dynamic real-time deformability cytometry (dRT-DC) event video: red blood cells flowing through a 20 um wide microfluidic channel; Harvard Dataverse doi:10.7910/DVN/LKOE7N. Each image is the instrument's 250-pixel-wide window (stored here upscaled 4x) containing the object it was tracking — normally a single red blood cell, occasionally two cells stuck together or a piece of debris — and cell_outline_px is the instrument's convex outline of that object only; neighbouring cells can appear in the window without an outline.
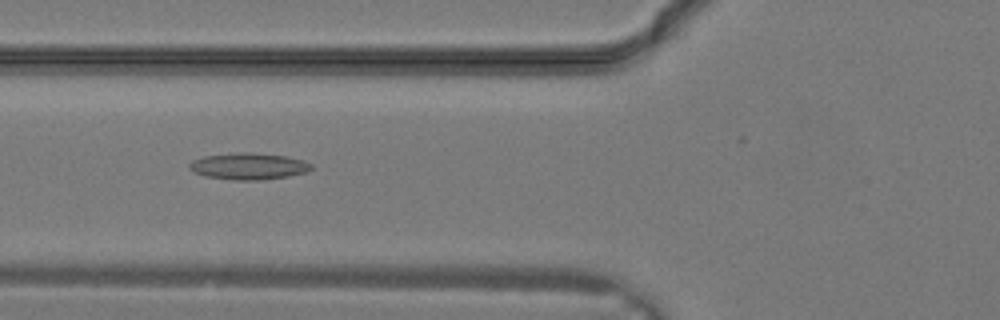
{"species": "common noctule bat (a hibernating species)", "species_latin": "Nyctalus noctula", "temperature_condition": "warm", "stored_images_in_passage": 27, "segment_of_instrument_passage": [1, 2], "camera_frame_rate_fps": 3000, "um_per_image_px": 0.085, "animal": {"sex": "male", "body_mass_g": 19.2, "forearm_length_mm": 51.8}, "frame": {"image": 1, "passage_image": 7, "time_ms": 2.0, "image_size_px": [1000, 320], "cell_outline_px": [[312, 168], [308, 172], [288, 176], [260, 180], [232, 180], [204, 176], [192, 172], [188, 168], [188, 164], [192, 160], [204, 156], [236, 152], [252, 152], [288, 156], [304, 160], [312, 164]], "centroid_in_image_um": [21.12, 14.12], "position_along_channel_um": 104.7, "area_um2": 19.25}}
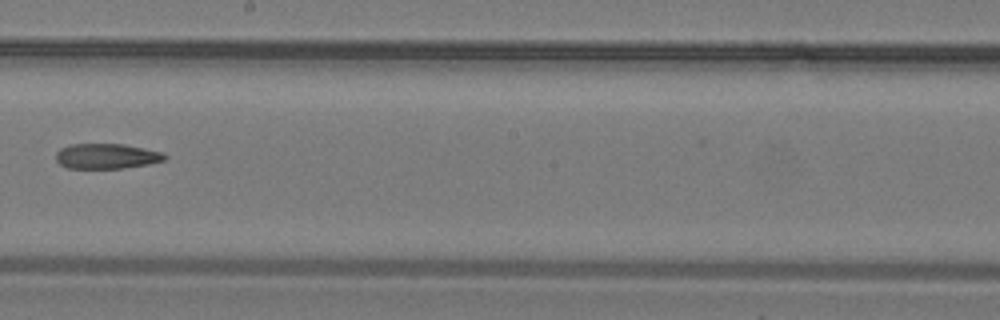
{"frame": {"image": 2, "passage_image": 13, "time_ms": 4.0, "image_size_px": [1000, 320], "cell_outline_px": [[168, 156], [164, 160], [148, 164], [124, 168], [68, 168], [60, 164], [56, 160], [56, 152], [60, 148], [72, 144], [124, 144], [144, 148], [160, 152]], "centroid_in_image_um": [9.04, 13.27], "position_along_channel_um": 239.2, "area_um2": 15.9}}
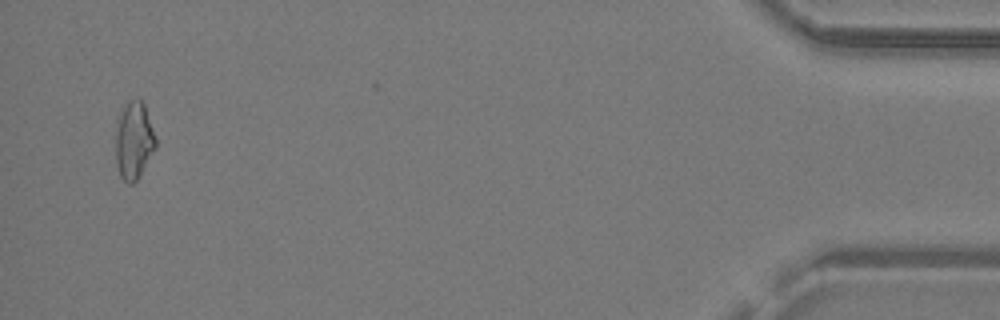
{"frame": {"image": 3, "passage_image": 25, "time_ms": 8.0, "image_size_px": [1000, 320], "cell_outline_px": [[156, 148], [140, 176], [132, 184], [128, 184], [120, 176], [116, 164], [116, 120], [128, 100], [136, 96], [144, 104], [156, 140]], "centroid_in_image_um": [11.37, 11.94], "position_along_channel_um": 423.8, "area_um2": 18.21}}